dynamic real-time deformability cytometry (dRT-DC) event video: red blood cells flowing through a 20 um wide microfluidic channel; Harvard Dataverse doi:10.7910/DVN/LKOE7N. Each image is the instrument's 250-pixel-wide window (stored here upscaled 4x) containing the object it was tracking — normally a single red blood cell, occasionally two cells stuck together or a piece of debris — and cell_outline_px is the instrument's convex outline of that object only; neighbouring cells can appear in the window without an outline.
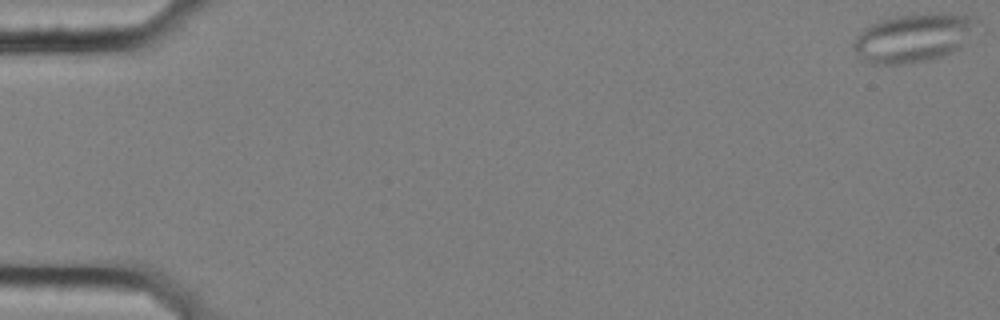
{"species": "common noctule bat (a hibernating species)", "species_latin": "Nyctalus noctula", "temperature_condition": "cold", "stored_images_in_passage": 58, "segment_of_instrument_passage": [1, 2], "camera_frame_rate_fps": 3000, "um_per_image_px": 0.085, "animal": {"sex": "female", "body_mass_g": 25.1}, "frame": {"image": 1, "passage_image": 1, "time_ms": 0.0, "image_size_px": [1000, 320], "cell_outline_px": [[980, 20], [960, 44], [952, 52], [944, 56], [932, 60], [912, 64], [872, 64], [864, 60], [852, 48], [852, 44], [856, 36], [864, 28], [880, 20], [892, 16], [928, 12], [944, 12], [972, 16]], "centroid_in_image_um": [77.6, 3.2], "position_along_channel_um": 7.4, "area_um2": 35.03}}